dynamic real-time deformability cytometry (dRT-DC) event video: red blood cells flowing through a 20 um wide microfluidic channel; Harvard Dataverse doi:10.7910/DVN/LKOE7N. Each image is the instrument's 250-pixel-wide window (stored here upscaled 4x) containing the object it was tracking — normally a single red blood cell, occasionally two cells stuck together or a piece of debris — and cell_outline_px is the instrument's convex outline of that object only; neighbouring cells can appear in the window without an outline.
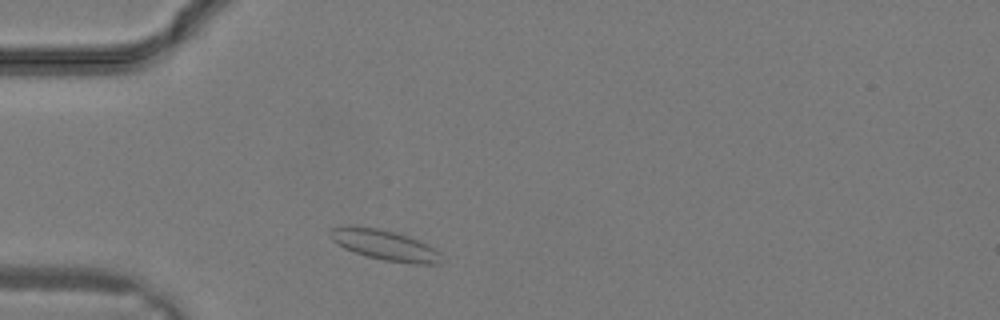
{"species": "common noctule bat (a hibernating species)", "species_latin": "Nyctalus noctula", "temperature_condition": "warm", "stored_images_in_passage": 23, "camera_frame_rate_fps": 3000, "um_per_image_px": 0.085, "animal": {"sex": "male", "body_mass_g": 19.2, "forearm_length_mm": 51.8}, "frame": {"image": 1, "passage_image": 1, "time_ms": 0.0, "image_size_px": [1000, 320], "cell_outline_px": [[440, 264], [416, 264], [384, 260], [352, 252], [336, 244], [328, 236], [328, 232], [332, 228], [344, 224], [352, 224], [376, 228], [408, 236], [420, 240], [436, 248], [440, 252]], "centroid_in_image_um": [32.64, 20.8], "position_along_channel_um": 52.4, "area_um2": 20.0}}
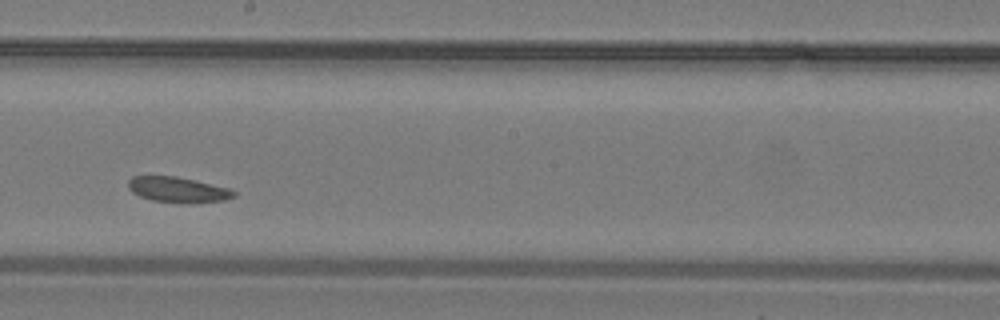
{"frame": {"image": 2, "passage_image": 10, "time_ms": 3.0, "image_size_px": [1000, 320], "cell_outline_px": [[236, 196], [224, 200], [188, 204], [180, 204], [152, 200], [140, 196], [132, 192], [128, 188], [128, 180], [132, 176], [176, 176], [196, 180], [228, 188], [236, 192]], "centroid_in_image_um": [15.12, 16.13], "position_along_channel_um": 233.1, "area_um2": 15.9}}
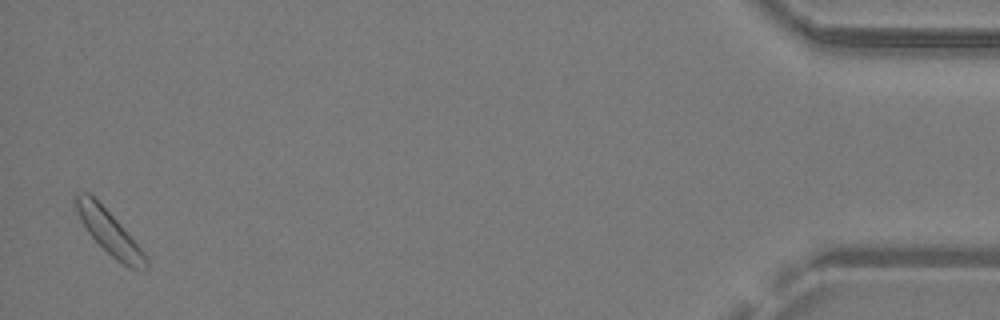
{"frame": {"image": 3, "passage_image": 23, "time_ms": 7.333, "image_size_px": [1000, 320], "cell_outline_px": [[148, 268], [144, 272], [128, 268], [116, 260], [88, 232], [80, 220], [76, 212], [72, 200], [72, 196], [76, 192], [88, 192], [120, 224], [144, 252], [148, 260]], "centroid_in_image_um": [9.27, 19.75], "position_along_channel_um": 425.9, "area_um2": 17.92}}